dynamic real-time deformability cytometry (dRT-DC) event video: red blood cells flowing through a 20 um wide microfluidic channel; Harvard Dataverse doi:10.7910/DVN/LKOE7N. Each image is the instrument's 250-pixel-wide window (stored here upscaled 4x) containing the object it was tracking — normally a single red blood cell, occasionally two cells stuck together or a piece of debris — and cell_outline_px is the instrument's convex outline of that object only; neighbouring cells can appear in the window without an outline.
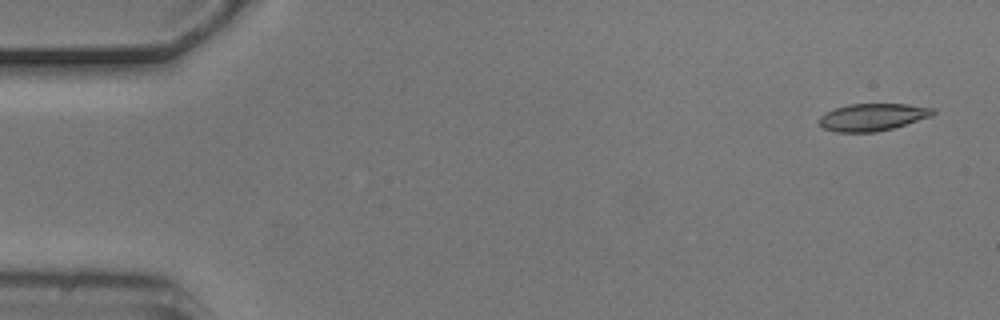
{"species": "common noctule bat (a hibernating species)", "species_latin": "Nyctalus noctula", "temperature_condition": "cold", "stored_images_in_passage": 5, "camera_frame_rate_fps": 3000, "um_per_image_px": 0.085, "animal": {"sex": "male", "body_mass_g": 20.5, "forearm_length_mm": 52.5}, "frame": {"image": 1, "passage_image": 1, "time_ms": 0.0, "image_size_px": [1000, 320], "cell_outline_px": [[936, 112], [932, 116], [892, 128], [876, 132], [836, 132], [824, 128], [816, 120], [824, 112], [848, 104], [908, 104], [936, 108]], "centroid_in_image_um": [74.16, 9.95], "position_along_channel_um": 10.8, "area_um2": 18.21}}
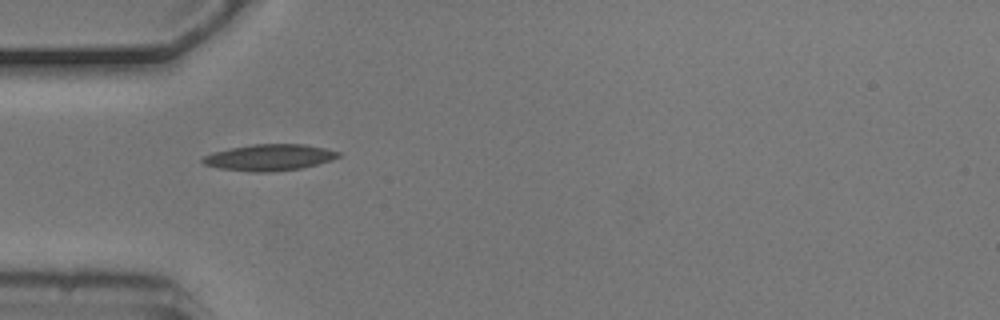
{"frame": {"image": 2, "passage_image": 4, "time_ms": 1.0, "image_size_px": [1000, 320], "cell_outline_px": [[340, 156], [332, 160], [300, 168], [268, 172], [248, 172], [220, 168], [204, 164], [200, 160], [204, 156], [212, 152], [228, 148], [252, 144], [304, 144], [324, 148], [340, 152]], "centroid_in_image_um": [22.86, 13.37], "position_along_channel_um": 62.1, "area_um2": 20.81}}